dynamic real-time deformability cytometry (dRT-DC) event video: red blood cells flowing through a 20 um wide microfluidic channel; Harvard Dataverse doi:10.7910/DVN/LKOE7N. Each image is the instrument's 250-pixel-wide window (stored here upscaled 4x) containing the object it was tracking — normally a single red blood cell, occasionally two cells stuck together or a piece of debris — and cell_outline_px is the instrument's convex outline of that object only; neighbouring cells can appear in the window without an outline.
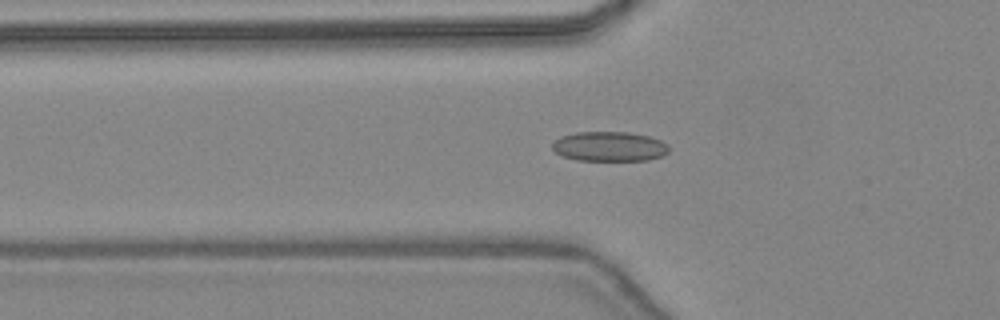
{"species": "common noctule bat (a hibernating species)", "species_latin": "Nyctalus noctula", "temperature_condition": "warm", "stored_images_in_passage": 30, "camera_frame_rate_fps": 3000, "um_per_image_px": 0.085, "animal": {"sex": "female", "body_mass_g": 24.6, "forearm_length_mm": 56.2}, "frame": {"image": 1, "passage_image": 2, "time_ms": 0.333, "image_size_px": [1000, 320], "cell_outline_px": [[668, 152], [660, 156], [648, 160], [580, 160], [564, 156], [556, 152], [552, 148], [552, 144], [560, 136], [576, 132], [628, 132], [648, 136], [660, 140], [668, 144]], "centroid_in_image_um": [51.8, 12.44], "position_along_channel_um": 74.0, "area_um2": 20.0}}
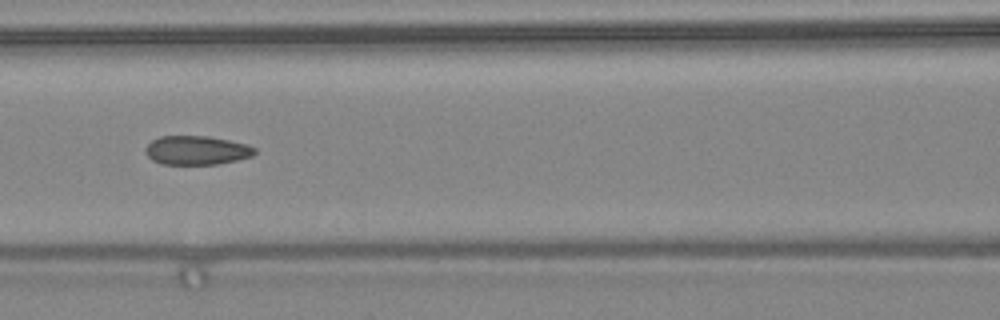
{"frame": {"image": 2, "passage_image": 7, "time_ms": 2.0, "image_size_px": [1000, 320], "cell_outline_px": [[256, 152], [252, 156], [236, 160], [216, 164], [160, 164], [152, 160], [144, 152], [144, 148], [152, 140], [160, 136], [208, 136], [248, 144], [256, 148]], "centroid_in_image_um": [16.7, 12.77], "position_along_channel_um": 149.9, "area_um2": 18.5}}
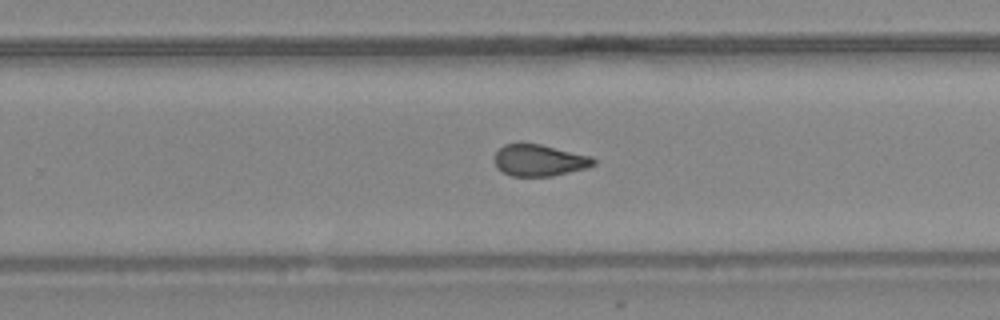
{"frame": {"image": 3, "passage_image": 16, "time_ms": 5.0, "image_size_px": [1000, 320], "cell_outline_px": [[596, 164], [588, 168], [552, 176], [512, 176], [496, 168], [492, 160], [496, 152], [504, 144], [540, 144], [592, 156], [596, 160]], "centroid_in_image_um": [45.84, 13.63], "position_along_channel_um": 284.0, "area_um2": 18.38}, "authors_computed_cell_mechanics": {"area_um2": 18.6116, "velocity_mm_per_s": 4.4871, "shape_relaxation_time_tau1_ms": null, "shape_relaxation_time_tau2_ms": 1.2906, "deformation_change_tau1": null, "deformation_change_tau2": 0.0725}}